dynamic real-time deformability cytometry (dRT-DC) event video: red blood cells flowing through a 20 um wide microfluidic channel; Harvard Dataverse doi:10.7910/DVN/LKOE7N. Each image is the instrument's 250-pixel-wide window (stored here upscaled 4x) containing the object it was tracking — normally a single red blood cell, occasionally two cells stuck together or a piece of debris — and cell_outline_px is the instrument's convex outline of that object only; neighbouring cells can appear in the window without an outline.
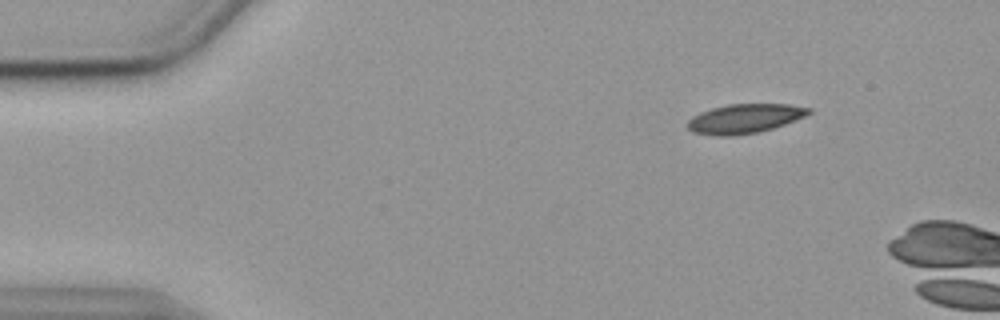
{"species": "common noctule bat (a hibernating species)", "species_latin": "Nyctalus noctula", "temperature_condition": "cold", "stored_images_in_passage": 15, "camera_frame_rate_fps": 3000, "um_per_image_px": 0.085, "animal": {"sex": "female", "body_mass_g": 19.9}, "frame": {"image": 1, "passage_image": 7, "time_ms": 2.0, "image_size_px": [1000, 320], "cell_outline_px": [[812, 112], [804, 116], [784, 124], [772, 128], [756, 132], [732, 136], [720, 136], [692, 132], [688, 128], [688, 120], [692, 116], [700, 112], [712, 108], [728, 104], [788, 104], [812, 108]], "centroid_in_image_um": [63.28, 10.07], "position_along_channel_um": 21.7, "area_um2": 20.52}}